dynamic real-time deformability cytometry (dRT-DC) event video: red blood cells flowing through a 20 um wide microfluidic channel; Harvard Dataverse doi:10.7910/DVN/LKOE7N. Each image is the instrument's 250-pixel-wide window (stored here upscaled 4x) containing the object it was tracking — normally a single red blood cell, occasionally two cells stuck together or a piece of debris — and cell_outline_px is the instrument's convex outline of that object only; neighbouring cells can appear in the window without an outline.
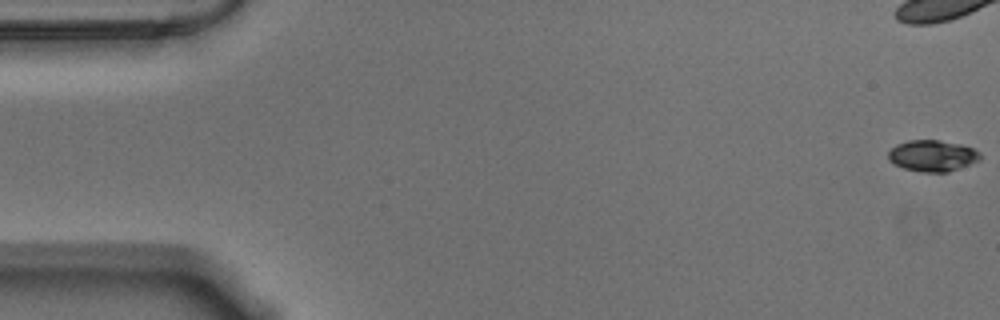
{"species": "Egyptian fruit bat (a non-hibernating species)", "species_latin": "Rousettus aegyptiacus", "temperature_condition": "warm", "stored_images_in_passage": 11, "camera_frame_rate_fps": 3000, "um_per_image_px": 0.085, "animal": {"sex": "male"}, "frame": {"image": 1, "passage_image": 1, "time_ms": 0.0, "image_size_px": [1000, 320], "cell_outline_px": [[980, 160], [948, 172], [924, 172], [904, 168], [888, 160], [888, 152], [896, 144], [908, 140], [940, 140], [960, 144], [972, 148], [980, 152]], "centroid_in_image_um": [79.25, 13.23], "position_along_channel_um": 5.7, "area_um2": 16.65}}